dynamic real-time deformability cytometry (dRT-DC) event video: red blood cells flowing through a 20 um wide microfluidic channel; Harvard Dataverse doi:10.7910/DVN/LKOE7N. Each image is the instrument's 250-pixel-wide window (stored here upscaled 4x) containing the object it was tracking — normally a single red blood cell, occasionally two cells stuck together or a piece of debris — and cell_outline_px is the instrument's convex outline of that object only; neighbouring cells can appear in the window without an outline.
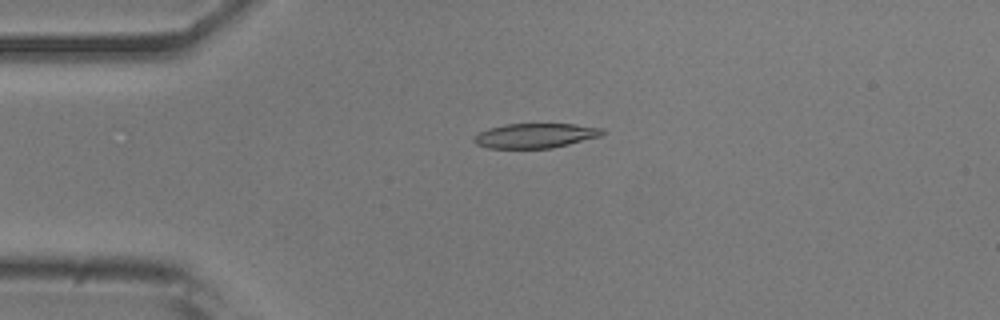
{"species": "common noctule bat (a hibernating species)", "species_latin": "Nyctalus noctula", "temperature_condition": "room temperature", "stored_images_in_passage": 52, "camera_frame_rate_fps": 3000, "um_per_image_px": 0.085, "animal": {"sex": "male", "body_mass_g": 20.5, "forearm_length_mm": 52.5}, "frame": {"image": 1, "passage_image": 12, "time_ms": 3.667, "image_size_px": [1000, 320], "cell_outline_px": [[604, 132], [600, 136], [552, 148], [488, 148], [476, 144], [472, 140], [472, 136], [488, 128], [504, 124], [576, 124], [604, 128]], "centroid_in_image_um": [45.46, 11.52], "position_along_channel_um": 39.5, "area_um2": 18.5}}
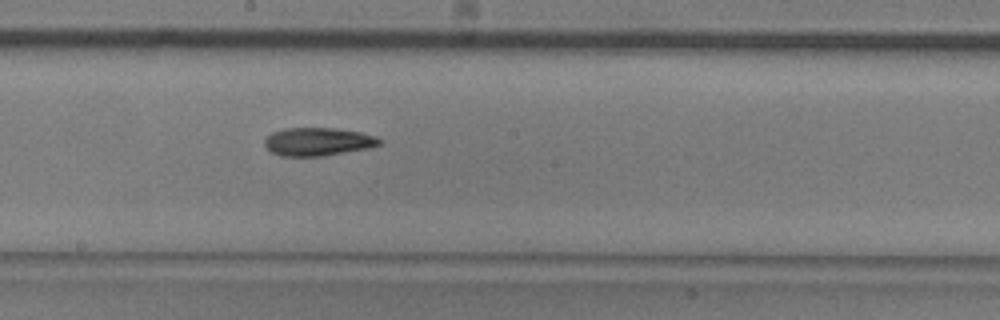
{"frame": {"image": 2, "passage_image": 28, "time_ms": 9.0, "image_size_px": [1000, 320], "cell_outline_px": [[380, 144], [372, 148], [324, 156], [280, 156], [272, 152], [264, 144], [264, 140], [272, 132], [284, 128], [336, 128], [360, 132], [376, 136], [380, 140]], "centroid_in_image_um": [27.04, 12.04], "position_along_channel_um": 221.2, "area_um2": 18.96}}
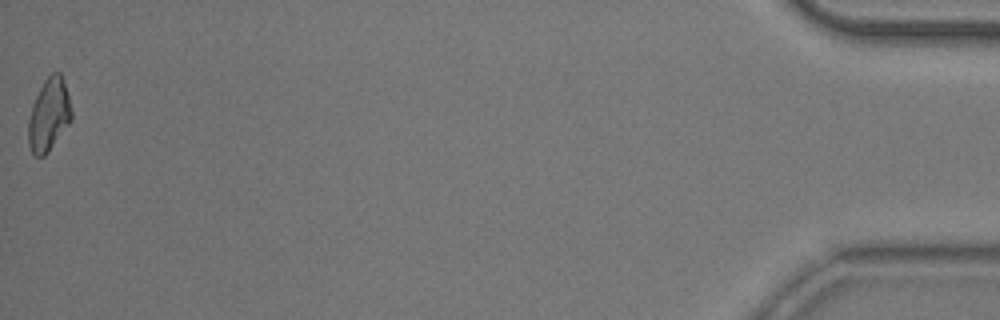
{"frame": {"image": 3, "passage_image": 52, "time_ms": 17.0, "image_size_px": [1000, 320], "cell_outline_px": [[72, 120], [48, 152], [44, 156], [36, 156], [32, 152], [28, 144], [28, 120], [32, 104], [44, 80], [52, 72], [60, 72], [68, 96], [72, 112]], "centroid_in_image_um": [4.15, 9.77], "position_along_channel_um": 431.1, "area_um2": 18.15}, "authors_computed_cell_mechanics": {"area_um2": 18.7561, "velocity_mm_per_s": 3.8716, "shape_relaxation_time_tau1_ms": null, "shape_relaxation_time_tau2_ms": 8.1912, "deformation_change_tau1": null, "deformation_change_tau2": 0.1695}}